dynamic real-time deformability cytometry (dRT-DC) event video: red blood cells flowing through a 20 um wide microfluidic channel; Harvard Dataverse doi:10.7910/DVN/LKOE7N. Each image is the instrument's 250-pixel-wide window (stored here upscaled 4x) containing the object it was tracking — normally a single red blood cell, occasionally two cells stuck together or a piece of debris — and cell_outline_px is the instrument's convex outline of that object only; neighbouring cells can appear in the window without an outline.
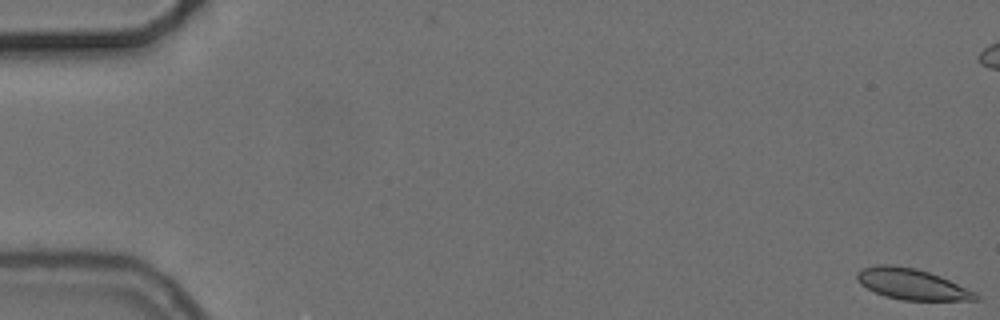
{"species": "common noctule bat (a hibernating species)", "species_latin": "Nyctalus noctula", "temperature_condition": "cold", "stored_images_in_passage": 57, "camera_frame_rate_fps": 3000, "um_per_image_px": 0.085, "animal": {"sex": "female", "body_mass_g": 24.6, "forearm_length_mm": 56.2}, "frame": {"image": 1, "passage_image": 1, "time_ms": 0.0, "image_size_px": [1000, 320], "cell_outline_px": [[980, 300], [900, 300], [884, 296], [860, 284], [856, 280], [856, 272], [864, 268], [876, 264], [888, 264], [916, 268], [940, 276], [976, 292], [980, 296]], "centroid_in_image_um": [77.5, 24.15], "position_along_channel_um": 7.5, "area_um2": 21.39}}
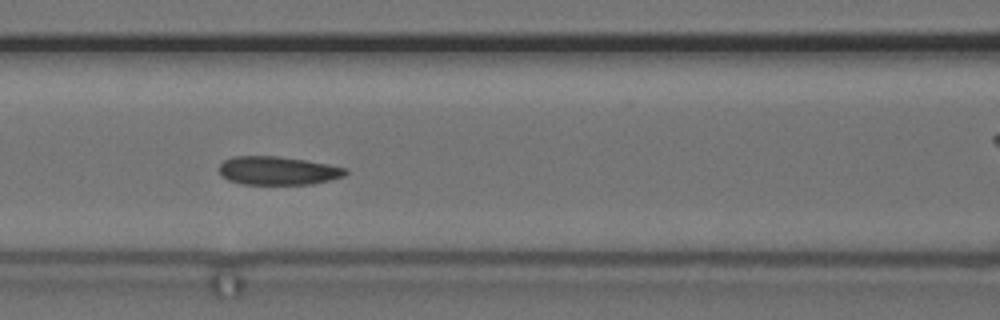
{"frame": {"image": 2, "passage_image": 25, "time_ms": 8.0, "image_size_px": [1000, 320], "cell_outline_px": [[348, 172], [344, 176], [312, 184], [240, 184], [228, 180], [220, 176], [220, 164], [224, 160], [236, 156], [280, 156], [328, 164], [348, 168]], "centroid_in_image_um": [23.61, 14.51], "position_along_channel_um": 143.0, "area_um2": 20.98}}
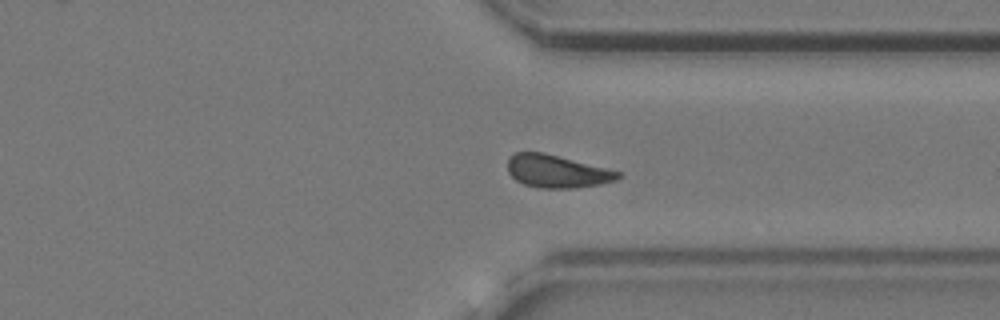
{"frame": {"image": 3, "passage_image": 43, "time_ms": 14.0, "image_size_px": [1000, 320], "cell_outline_px": [[620, 176], [616, 180], [600, 184], [576, 188], [536, 188], [524, 184], [516, 180], [508, 172], [508, 156], [516, 152], [544, 152], [608, 168], [620, 172]], "centroid_in_image_um": [47.32, 14.56], "position_along_channel_um": 364.1, "area_um2": 21.21}, "authors_computed_cell_mechanics": {"area_um2": 21.386, "velocity_mm_per_s": 3.6941, "shape_relaxation_time_tau1_ms": null, "shape_relaxation_time_tau2_ms": 4.1173, "deformation_change_tau1": null, "deformation_change_tau2": 0.0731}}